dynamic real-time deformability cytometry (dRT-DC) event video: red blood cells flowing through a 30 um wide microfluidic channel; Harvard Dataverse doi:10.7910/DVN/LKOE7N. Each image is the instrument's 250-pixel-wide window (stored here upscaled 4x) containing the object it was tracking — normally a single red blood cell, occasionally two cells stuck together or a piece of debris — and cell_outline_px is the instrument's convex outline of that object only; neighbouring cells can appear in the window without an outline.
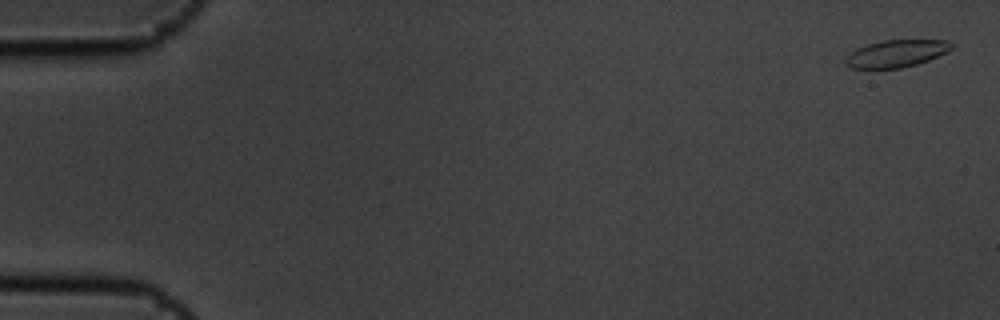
{"species": "common noctule bat (a hibernating species)", "species_latin": "Nyctalus noctula", "temperature_condition": "cold", "stored_images_in_passage": 5, "camera_frame_rate_fps": 3000, "um_per_image_px": 0.085, "animal": {"sex": "male", "body_mass_g": 19.5, "forearm_length_mm": 54.6}, "frame": {"image": 1, "passage_image": 1, "time_ms": 0.0, "image_size_px": [1000, 320], "cell_outline_px": [[956, 44], [952, 48], [928, 60], [916, 64], [900, 68], [852, 68], [844, 64], [844, 60], [856, 48], [880, 40], [948, 40]], "centroid_in_image_um": [76.18, 4.54], "position_along_channel_um": 8.8, "area_um2": 16.7}}